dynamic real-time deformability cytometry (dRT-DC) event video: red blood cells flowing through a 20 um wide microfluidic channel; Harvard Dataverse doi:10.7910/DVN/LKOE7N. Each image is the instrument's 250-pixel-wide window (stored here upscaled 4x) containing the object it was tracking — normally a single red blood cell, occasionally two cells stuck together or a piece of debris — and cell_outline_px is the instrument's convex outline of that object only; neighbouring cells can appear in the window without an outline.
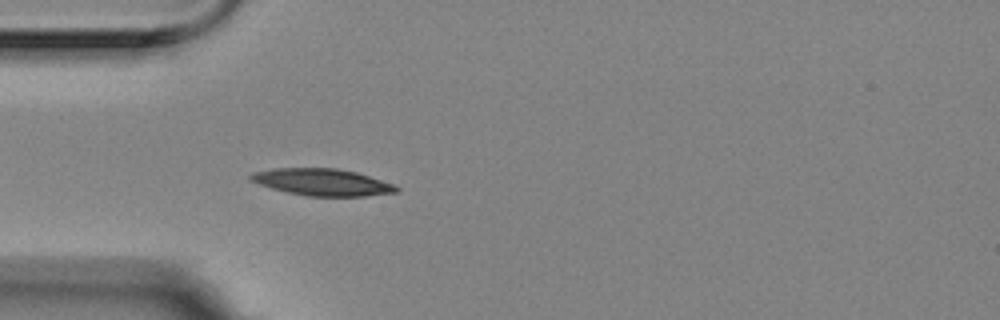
{"species": "Egyptian fruit bat (a non-hibernating species)", "species_latin": "Rousettus aegyptiacus", "temperature_condition": "room temperature", "stored_images_in_passage": 4, "camera_frame_rate_fps": 3000, "um_per_image_px": 0.085, "animal": {"sex": "female"}, "frame": {"image": 1, "passage_image": 4, "time_ms": 1.0, "image_size_px": [1000, 320], "cell_outline_px": [[400, 188], [396, 192], [364, 196], [308, 196], [288, 192], [272, 188], [248, 180], [248, 176], [252, 172], [272, 168], [336, 168], [356, 172], [396, 184]], "centroid_in_image_um": [27.39, 15.47], "position_along_channel_um": 57.6, "area_um2": 22.89}}